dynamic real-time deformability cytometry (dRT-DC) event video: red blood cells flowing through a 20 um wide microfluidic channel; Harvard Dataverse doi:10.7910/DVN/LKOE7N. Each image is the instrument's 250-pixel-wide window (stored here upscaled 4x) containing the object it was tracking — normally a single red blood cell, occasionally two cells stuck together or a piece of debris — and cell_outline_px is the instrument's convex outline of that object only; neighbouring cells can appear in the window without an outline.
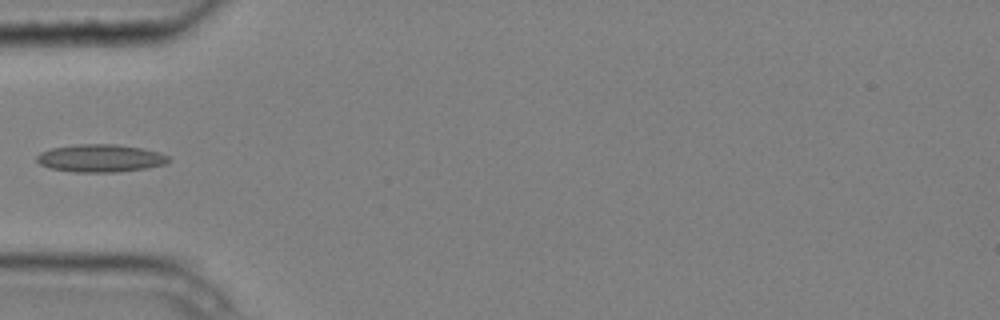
{"species": "common noctule bat (a hibernating species)", "species_latin": "Nyctalus noctula", "temperature_condition": "cold", "stored_images_in_passage": 6, "camera_frame_rate_fps": 3000, "um_per_image_px": 0.085, "animal": {"sex": "male", "body_mass_g": 20.4}, "frame": {"image": 1, "passage_image": 6, "time_ms": 1.667, "image_size_px": [1000, 320], "cell_outline_px": [[172, 160], [168, 164], [120, 172], [72, 172], [52, 168], [40, 164], [36, 160], [36, 156], [40, 152], [52, 148], [76, 144], [116, 144], [140, 148], [160, 152], [168, 156]], "centroid_in_image_um": [8.56, 13.45], "position_along_channel_um": 76.4, "area_um2": 21.39}}